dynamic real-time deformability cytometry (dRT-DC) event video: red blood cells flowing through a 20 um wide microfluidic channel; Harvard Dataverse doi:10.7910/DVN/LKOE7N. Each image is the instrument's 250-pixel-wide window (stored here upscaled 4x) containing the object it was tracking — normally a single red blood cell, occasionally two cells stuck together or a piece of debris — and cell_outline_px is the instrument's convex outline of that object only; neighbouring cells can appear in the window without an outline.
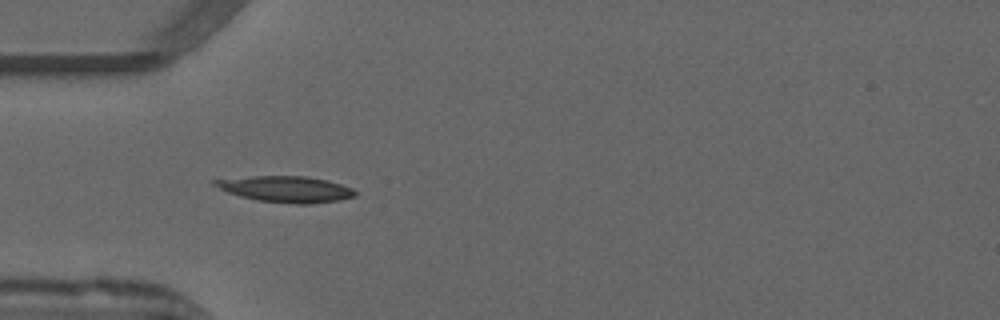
{"species": "common noctule bat (a hibernating species)", "species_latin": "Nyctalus noctula", "temperature_condition": "warm", "stored_images_in_passage": 35, "camera_frame_rate_fps": 3000, "um_per_image_px": 0.085, "animal": {"sex": "male", "forearm_length_mm": 52.5}, "frame": {"image": 1, "passage_image": 1, "time_ms": 0.0, "image_size_px": [1000, 320], "cell_outline_px": [[356, 196], [340, 200], [308, 204], [296, 204], [260, 200], [240, 196], [228, 192], [212, 184], [212, 180], [252, 176], [308, 176], [328, 180], [352, 188], [356, 192]], "centroid_in_image_um": [24.33, 16.07], "position_along_channel_um": 60.7, "area_um2": 21.21}}
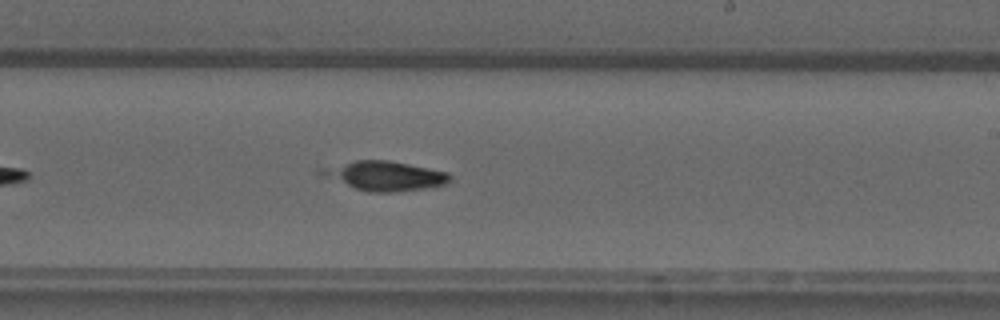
{"frame": {"image": 2, "passage_image": 16, "time_ms": 5.0, "image_size_px": [1000, 320], "cell_outline_px": [[452, 180], [444, 184], [424, 188], [388, 192], [368, 192], [356, 188], [316, 172], [316, 168], [356, 160], [388, 160], [448, 172], [452, 176]], "centroid_in_image_um": [32.69, 14.92], "position_along_channel_um": 256.3, "area_um2": 21.68}}
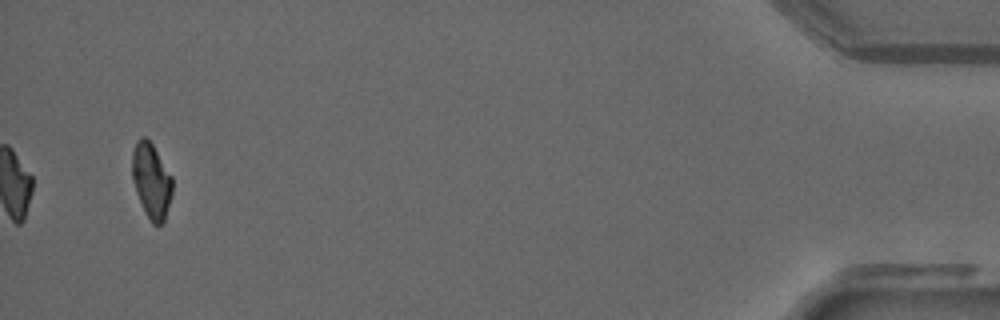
{"frame": {"image": 3, "passage_image": 35, "time_ms": 11.333, "image_size_px": [1000, 320], "cell_outline_px": [[172, 196], [164, 224], [152, 224], [144, 212], [136, 192], [132, 180], [132, 152], [136, 140], [140, 136], [144, 136], [152, 144], [172, 176]], "centroid_in_image_um": [12.86, 15.38], "position_along_channel_um": 422.3, "area_um2": 17.86}}